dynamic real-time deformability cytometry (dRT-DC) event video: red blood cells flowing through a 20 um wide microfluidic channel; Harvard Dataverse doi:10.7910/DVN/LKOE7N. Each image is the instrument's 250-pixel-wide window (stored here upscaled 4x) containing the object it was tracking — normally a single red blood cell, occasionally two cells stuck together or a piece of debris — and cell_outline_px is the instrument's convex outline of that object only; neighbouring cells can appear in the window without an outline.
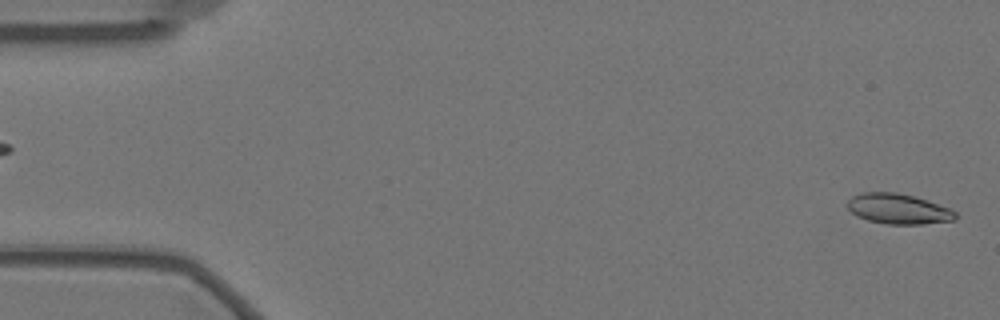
{"species": "Egyptian fruit bat (a non-hibernating species)", "species_latin": "Rousettus aegyptiacus", "temperature_condition": "warm", "stored_images_in_passage": 60, "camera_frame_rate_fps": 3000, "um_per_image_px": 0.085, "animal": {"sex": "female"}, "frame": {"image": 1, "passage_image": 2, "time_ms": 0.333, "image_size_px": [1000, 320], "cell_outline_px": [[956, 220], [920, 224], [888, 224], [868, 220], [856, 216], [844, 204], [852, 196], [860, 192], [896, 192], [916, 196], [948, 208], [956, 212]], "centroid_in_image_um": [76.31, 17.74], "position_along_channel_um": 8.7, "area_um2": 19.13}}
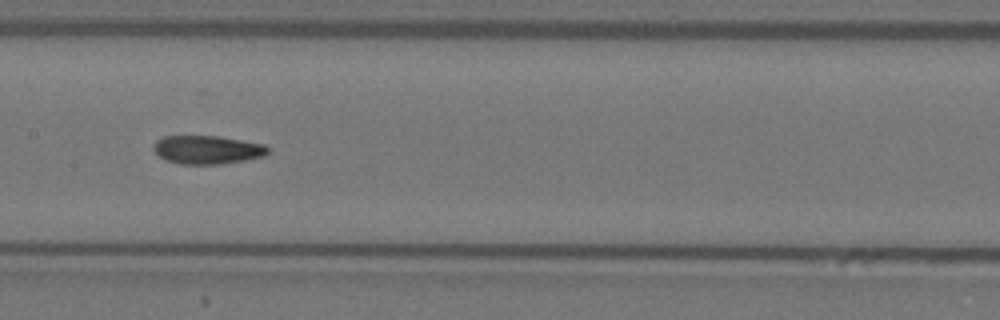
{"frame": {"image": 2, "passage_image": 29, "time_ms": 9.333, "image_size_px": [1000, 320], "cell_outline_px": [[268, 152], [264, 156], [244, 160], [220, 164], [180, 164], [168, 160], [160, 156], [152, 148], [156, 140], [164, 136], [216, 136], [264, 144], [268, 148]], "centroid_in_image_um": [17.61, 12.72], "position_along_channel_um": 189.8, "area_um2": 18.73}}
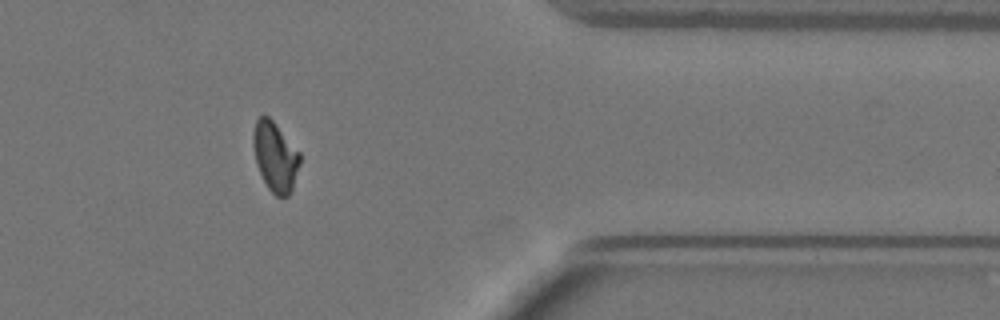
{"frame": {"image": 3, "passage_image": 48, "time_ms": 15.667, "image_size_px": [1000, 320], "cell_outline_px": [[300, 164], [292, 188], [288, 196], [276, 196], [268, 188], [256, 164], [252, 144], [252, 136], [256, 120], [260, 116], [268, 116], [272, 120], [300, 152]], "centroid_in_image_um": [23.38, 13.3], "position_along_channel_um": 388.0, "area_um2": 18.79}, "authors_computed_cell_mechanics": {"area_um2": 19.3341, "velocity_mm_per_s": 3.4548, "shape_relaxation_time_tau1_ms": 8.8901, "shape_relaxation_time_tau2_ms": 3.0643, "deformation_change_tau1": 0.2157, "deformation_change_tau2": 0.0878}}